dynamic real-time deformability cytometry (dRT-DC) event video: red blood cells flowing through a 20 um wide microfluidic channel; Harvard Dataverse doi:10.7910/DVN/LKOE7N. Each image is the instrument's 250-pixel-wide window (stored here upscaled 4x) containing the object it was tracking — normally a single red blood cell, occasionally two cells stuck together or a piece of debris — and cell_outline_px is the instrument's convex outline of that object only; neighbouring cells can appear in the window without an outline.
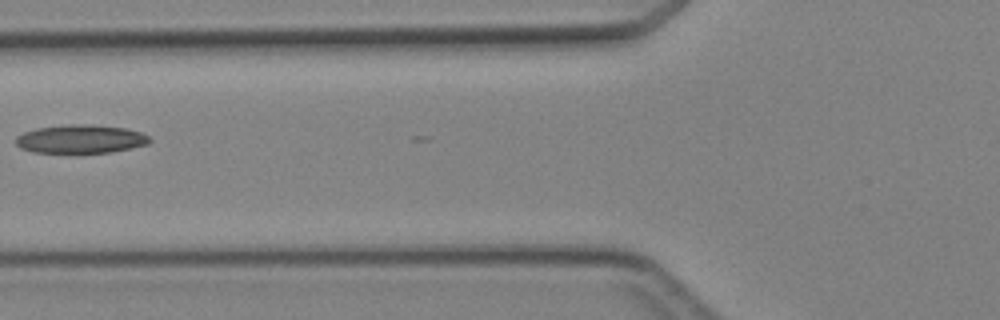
{"species": "Egyptian fruit bat (a non-hibernating species)", "species_latin": "Rousettus aegyptiacus", "temperature_condition": "cold", "stored_images_in_passage": 3, "camera_frame_rate_fps": 3000, "um_per_image_px": 0.085, "animal": {"sex": "female"}, "frame": {"image": 1, "passage_image": 3, "time_ms": 2.333, "image_size_px": [1000, 320], "cell_outline_px": [[152, 140], [148, 144], [108, 152], [32, 152], [20, 148], [16, 144], [16, 136], [24, 132], [36, 128], [68, 124], [92, 124], [128, 128], [140, 132], [148, 136]], "centroid_in_image_um": [6.84, 11.8], "position_along_channel_um": 119.0, "area_um2": 22.14}}